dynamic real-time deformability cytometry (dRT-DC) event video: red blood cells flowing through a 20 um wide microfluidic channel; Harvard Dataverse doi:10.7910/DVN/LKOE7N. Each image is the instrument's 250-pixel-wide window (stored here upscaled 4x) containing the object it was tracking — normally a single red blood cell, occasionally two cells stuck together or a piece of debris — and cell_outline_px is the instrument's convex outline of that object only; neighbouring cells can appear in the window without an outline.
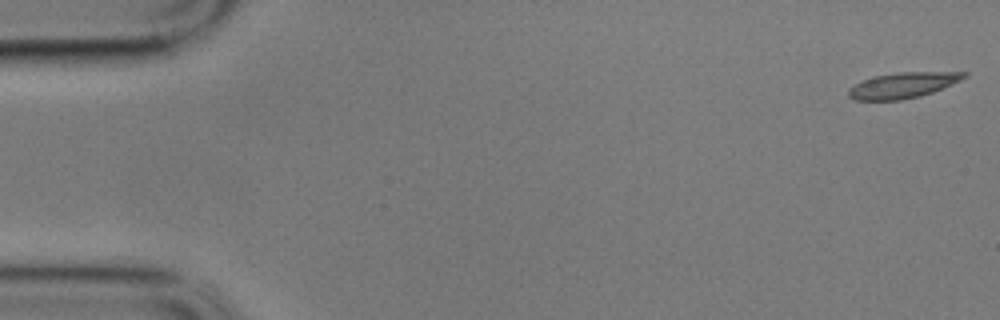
{"species": "common noctule bat (a hibernating species)", "species_latin": "Nyctalus noctula", "temperature_condition": "cold", "stored_images_in_passage": 59, "camera_frame_rate_fps": 3000, "um_per_image_px": 0.085, "animal": {"sex": "male", "body_mass_g": 17.9}, "frame": {"image": 1, "passage_image": 1, "time_ms": 0.0, "image_size_px": [1000, 320], "cell_outline_px": [[968, 76], [960, 80], [932, 92], [920, 96], [900, 100], [856, 100], [848, 96], [848, 92], [856, 84], [864, 80], [876, 76], [896, 72], [968, 72]], "centroid_in_image_um": [76.77, 7.24], "position_along_channel_um": 8.2, "area_um2": 16.94}}
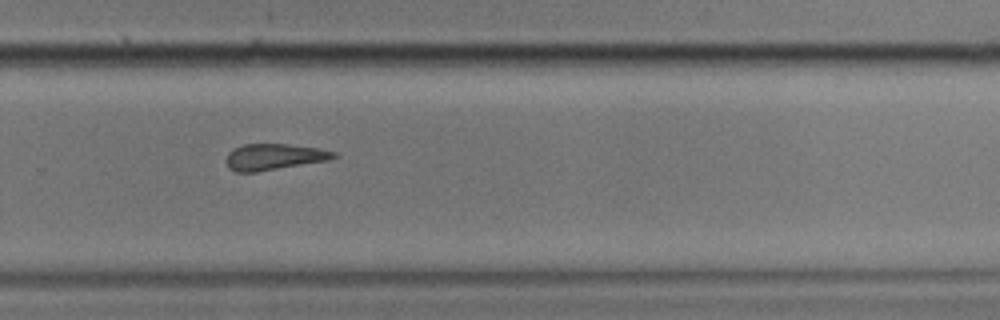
{"frame": {"image": 2, "passage_image": 40, "time_ms": 13.0, "image_size_px": [1000, 320], "cell_outline_px": [[340, 156], [328, 160], [256, 172], [236, 172], [228, 168], [224, 160], [228, 152], [244, 144], [288, 144], [320, 148], [336, 152]], "centroid_in_image_um": [23.29, 13.33], "position_along_channel_um": 306.5, "area_um2": 16.53}}
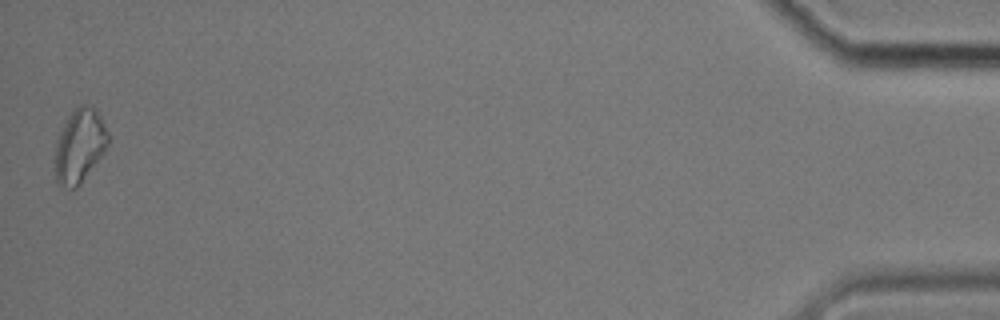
{"frame": {"image": 3, "passage_image": 59, "time_ms": 19.333, "image_size_px": [1000, 320], "cell_outline_px": [[108, 144], [104, 152], [80, 184], [76, 188], [60, 188], [56, 184], [56, 140], [68, 116], [80, 104], [84, 104], [96, 108], [108, 132]], "centroid_in_image_um": [6.77, 12.4], "position_along_channel_um": 428.4, "area_um2": 22.66}, "authors_computed_cell_mechanics": {"area_um2": 17.5134, "velocity_mm_per_s": 3.3835, "shape_relaxation_time_tau1_ms": null, "shape_relaxation_time_tau2_ms": 6.9697, "deformation_change_tau1": null, "deformation_change_tau2": 0.1435}}